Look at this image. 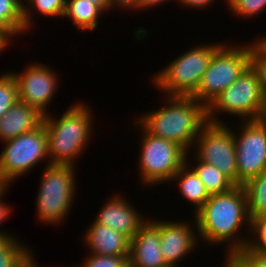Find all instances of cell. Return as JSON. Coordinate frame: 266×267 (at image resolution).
<instances>
[{"label":"cell","mask_w":266,"mask_h":267,"mask_svg":"<svg viewBox=\"0 0 266 267\" xmlns=\"http://www.w3.org/2000/svg\"><path fill=\"white\" fill-rule=\"evenodd\" d=\"M194 219L198 237L204 243L221 245L229 242L225 244L228 245L226 258L244 249L250 236L243 238L238 235L243 226L250 228V217L243 186L235 185L228 192L210 195L195 213Z\"/></svg>","instance_id":"cell-1"},{"label":"cell","mask_w":266,"mask_h":267,"mask_svg":"<svg viewBox=\"0 0 266 267\" xmlns=\"http://www.w3.org/2000/svg\"><path fill=\"white\" fill-rule=\"evenodd\" d=\"M165 96L164 107L141 115L136 122L147 133L172 141L190 154L202 127L208 122L207 107L191 96Z\"/></svg>","instance_id":"cell-2"},{"label":"cell","mask_w":266,"mask_h":267,"mask_svg":"<svg viewBox=\"0 0 266 267\" xmlns=\"http://www.w3.org/2000/svg\"><path fill=\"white\" fill-rule=\"evenodd\" d=\"M68 107L60 118L49 113L43 123L47 131L48 158L51 165H71L88 146L92 133L91 109L81 102Z\"/></svg>","instance_id":"cell-3"},{"label":"cell","mask_w":266,"mask_h":267,"mask_svg":"<svg viewBox=\"0 0 266 267\" xmlns=\"http://www.w3.org/2000/svg\"><path fill=\"white\" fill-rule=\"evenodd\" d=\"M254 62L251 43L228 45L225 42L214 52L197 90L191 95L206 107L228 88Z\"/></svg>","instance_id":"cell-4"},{"label":"cell","mask_w":266,"mask_h":267,"mask_svg":"<svg viewBox=\"0 0 266 267\" xmlns=\"http://www.w3.org/2000/svg\"><path fill=\"white\" fill-rule=\"evenodd\" d=\"M222 44H198L183 52L161 72L155 73L152 81L156 89L167 96H191L197 90L214 52Z\"/></svg>","instance_id":"cell-5"},{"label":"cell","mask_w":266,"mask_h":267,"mask_svg":"<svg viewBox=\"0 0 266 267\" xmlns=\"http://www.w3.org/2000/svg\"><path fill=\"white\" fill-rule=\"evenodd\" d=\"M263 76L253 62L228 88L207 106V120L224 123L217 113L236 115L240 121L256 120L263 98Z\"/></svg>","instance_id":"cell-6"},{"label":"cell","mask_w":266,"mask_h":267,"mask_svg":"<svg viewBox=\"0 0 266 267\" xmlns=\"http://www.w3.org/2000/svg\"><path fill=\"white\" fill-rule=\"evenodd\" d=\"M36 198V211L40 222L51 225L60 224L74 203L75 168L71 165H45Z\"/></svg>","instance_id":"cell-7"},{"label":"cell","mask_w":266,"mask_h":267,"mask_svg":"<svg viewBox=\"0 0 266 267\" xmlns=\"http://www.w3.org/2000/svg\"><path fill=\"white\" fill-rule=\"evenodd\" d=\"M134 123L135 127L139 126L143 132L141 153L138 157L141 182L146 186L170 182L175 173L186 163L188 152L172 141L147 133L136 121Z\"/></svg>","instance_id":"cell-8"},{"label":"cell","mask_w":266,"mask_h":267,"mask_svg":"<svg viewBox=\"0 0 266 267\" xmlns=\"http://www.w3.org/2000/svg\"><path fill=\"white\" fill-rule=\"evenodd\" d=\"M0 154V184L9 186L34 169L42 160H48L47 131L44 123L35 130L24 133L4 142ZM10 183V184H9Z\"/></svg>","instance_id":"cell-9"},{"label":"cell","mask_w":266,"mask_h":267,"mask_svg":"<svg viewBox=\"0 0 266 267\" xmlns=\"http://www.w3.org/2000/svg\"><path fill=\"white\" fill-rule=\"evenodd\" d=\"M202 162L215 166L234 185H238L236 144L233 130L226 123L207 122L192 147Z\"/></svg>","instance_id":"cell-10"},{"label":"cell","mask_w":266,"mask_h":267,"mask_svg":"<svg viewBox=\"0 0 266 267\" xmlns=\"http://www.w3.org/2000/svg\"><path fill=\"white\" fill-rule=\"evenodd\" d=\"M239 134L234 133L238 185L266 171V128L256 120L240 121ZM242 129V130H241Z\"/></svg>","instance_id":"cell-11"},{"label":"cell","mask_w":266,"mask_h":267,"mask_svg":"<svg viewBox=\"0 0 266 267\" xmlns=\"http://www.w3.org/2000/svg\"><path fill=\"white\" fill-rule=\"evenodd\" d=\"M48 67L32 63L21 73L12 72L17 83L19 101L37 109L44 116L49 114L47 107L55 97L59 81L57 73Z\"/></svg>","instance_id":"cell-12"},{"label":"cell","mask_w":266,"mask_h":267,"mask_svg":"<svg viewBox=\"0 0 266 267\" xmlns=\"http://www.w3.org/2000/svg\"><path fill=\"white\" fill-rule=\"evenodd\" d=\"M194 222L192 225L191 222L183 220L182 222L160 220L161 253L170 267H178L177 263L181 262L183 257L190 255L191 251L193 253L197 247L199 237L195 233L197 225L196 221Z\"/></svg>","instance_id":"cell-13"},{"label":"cell","mask_w":266,"mask_h":267,"mask_svg":"<svg viewBox=\"0 0 266 267\" xmlns=\"http://www.w3.org/2000/svg\"><path fill=\"white\" fill-rule=\"evenodd\" d=\"M129 267H170L161 253L160 219L147 220L130 240Z\"/></svg>","instance_id":"cell-14"},{"label":"cell","mask_w":266,"mask_h":267,"mask_svg":"<svg viewBox=\"0 0 266 267\" xmlns=\"http://www.w3.org/2000/svg\"><path fill=\"white\" fill-rule=\"evenodd\" d=\"M110 197L94 221L114 229L131 240L148 218L144 219L140 212L130 205L129 201L127 202L126 197L116 194Z\"/></svg>","instance_id":"cell-15"},{"label":"cell","mask_w":266,"mask_h":267,"mask_svg":"<svg viewBox=\"0 0 266 267\" xmlns=\"http://www.w3.org/2000/svg\"><path fill=\"white\" fill-rule=\"evenodd\" d=\"M44 115L26 103L17 101L0 118V141L18 137L37 129L43 124Z\"/></svg>","instance_id":"cell-16"},{"label":"cell","mask_w":266,"mask_h":267,"mask_svg":"<svg viewBox=\"0 0 266 267\" xmlns=\"http://www.w3.org/2000/svg\"><path fill=\"white\" fill-rule=\"evenodd\" d=\"M84 234V244L91 250L90 253L105 256H129L130 240L112 228L93 220Z\"/></svg>","instance_id":"cell-17"},{"label":"cell","mask_w":266,"mask_h":267,"mask_svg":"<svg viewBox=\"0 0 266 267\" xmlns=\"http://www.w3.org/2000/svg\"><path fill=\"white\" fill-rule=\"evenodd\" d=\"M171 181H178L182 197L191 204H194V214L203 206L210 197L204 184L199 179L195 171L185 163L172 177Z\"/></svg>","instance_id":"cell-18"},{"label":"cell","mask_w":266,"mask_h":267,"mask_svg":"<svg viewBox=\"0 0 266 267\" xmlns=\"http://www.w3.org/2000/svg\"><path fill=\"white\" fill-rule=\"evenodd\" d=\"M103 12L98 6L89 0H66L64 17L71 19L73 25L84 31L94 30L98 27Z\"/></svg>","instance_id":"cell-19"},{"label":"cell","mask_w":266,"mask_h":267,"mask_svg":"<svg viewBox=\"0 0 266 267\" xmlns=\"http://www.w3.org/2000/svg\"><path fill=\"white\" fill-rule=\"evenodd\" d=\"M11 234H0V267H31L32 251Z\"/></svg>","instance_id":"cell-20"},{"label":"cell","mask_w":266,"mask_h":267,"mask_svg":"<svg viewBox=\"0 0 266 267\" xmlns=\"http://www.w3.org/2000/svg\"><path fill=\"white\" fill-rule=\"evenodd\" d=\"M0 32L12 41L25 32L23 2L21 0H0Z\"/></svg>","instance_id":"cell-21"},{"label":"cell","mask_w":266,"mask_h":267,"mask_svg":"<svg viewBox=\"0 0 266 267\" xmlns=\"http://www.w3.org/2000/svg\"><path fill=\"white\" fill-rule=\"evenodd\" d=\"M189 155L187 154L186 163L195 171L199 179L205 186V189L209 193L219 194L228 192L235 185L215 166L208 164L206 162H202L198 160L196 157L194 160H197L198 164L195 166L191 165L189 161ZM190 164H189V163Z\"/></svg>","instance_id":"cell-22"},{"label":"cell","mask_w":266,"mask_h":267,"mask_svg":"<svg viewBox=\"0 0 266 267\" xmlns=\"http://www.w3.org/2000/svg\"><path fill=\"white\" fill-rule=\"evenodd\" d=\"M250 218L266 214V171L243 185Z\"/></svg>","instance_id":"cell-23"},{"label":"cell","mask_w":266,"mask_h":267,"mask_svg":"<svg viewBox=\"0 0 266 267\" xmlns=\"http://www.w3.org/2000/svg\"><path fill=\"white\" fill-rule=\"evenodd\" d=\"M26 1L28 2V4L26 2L23 3V20L25 23V33L33 25L32 19L34 18L31 17V15H33L32 12L34 10L37 11L43 17L47 16L53 18L55 16L56 17L58 16L61 18L64 16L66 0H26Z\"/></svg>","instance_id":"cell-24"},{"label":"cell","mask_w":266,"mask_h":267,"mask_svg":"<svg viewBox=\"0 0 266 267\" xmlns=\"http://www.w3.org/2000/svg\"><path fill=\"white\" fill-rule=\"evenodd\" d=\"M19 100L17 83L11 72L0 76V118Z\"/></svg>","instance_id":"cell-25"},{"label":"cell","mask_w":266,"mask_h":267,"mask_svg":"<svg viewBox=\"0 0 266 267\" xmlns=\"http://www.w3.org/2000/svg\"><path fill=\"white\" fill-rule=\"evenodd\" d=\"M229 10L238 18H252L266 9V0H226Z\"/></svg>","instance_id":"cell-26"},{"label":"cell","mask_w":266,"mask_h":267,"mask_svg":"<svg viewBox=\"0 0 266 267\" xmlns=\"http://www.w3.org/2000/svg\"><path fill=\"white\" fill-rule=\"evenodd\" d=\"M235 267H266V257L244 248L228 258Z\"/></svg>","instance_id":"cell-27"},{"label":"cell","mask_w":266,"mask_h":267,"mask_svg":"<svg viewBox=\"0 0 266 267\" xmlns=\"http://www.w3.org/2000/svg\"><path fill=\"white\" fill-rule=\"evenodd\" d=\"M88 255L85 258V262H82L83 264L80 265L81 267H129V256H105L94 253Z\"/></svg>","instance_id":"cell-28"},{"label":"cell","mask_w":266,"mask_h":267,"mask_svg":"<svg viewBox=\"0 0 266 267\" xmlns=\"http://www.w3.org/2000/svg\"><path fill=\"white\" fill-rule=\"evenodd\" d=\"M250 234L255 236H266V214L250 218Z\"/></svg>","instance_id":"cell-29"},{"label":"cell","mask_w":266,"mask_h":267,"mask_svg":"<svg viewBox=\"0 0 266 267\" xmlns=\"http://www.w3.org/2000/svg\"><path fill=\"white\" fill-rule=\"evenodd\" d=\"M251 236L252 237L248 238V242L245 248L256 251L260 255L266 257V236Z\"/></svg>","instance_id":"cell-30"},{"label":"cell","mask_w":266,"mask_h":267,"mask_svg":"<svg viewBox=\"0 0 266 267\" xmlns=\"http://www.w3.org/2000/svg\"><path fill=\"white\" fill-rule=\"evenodd\" d=\"M254 54V62H266V36L253 40L251 44Z\"/></svg>","instance_id":"cell-31"},{"label":"cell","mask_w":266,"mask_h":267,"mask_svg":"<svg viewBox=\"0 0 266 267\" xmlns=\"http://www.w3.org/2000/svg\"><path fill=\"white\" fill-rule=\"evenodd\" d=\"M8 190V186H1L0 187V224L4 223V220H6L9 216V214L12 212V208L8 206L4 201H3V196L6 194V191ZM1 226V225H0ZM0 234H5L7 235V232H3L0 230Z\"/></svg>","instance_id":"cell-32"},{"label":"cell","mask_w":266,"mask_h":267,"mask_svg":"<svg viewBox=\"0 0 266 267\" xmlns=\"http://www.w3.org/2000/svg\"><path fill=\"white\" fill-rule=\"evenodd\" d=\"M115 6L121 8V10L130 9L137 11L138 9V11H140L139 9H141V0H111V8H115Z\"/></svg>","instance_id":"cell-33"},{"label":"cell","mask_w":266,"mask_h":267,"mask_svg":"<svg viewBox=\"0 0 266 267\" xmlns=\"http://www.w3.org/2000/svg\"><path fill=\"white\" fill-rule=\"evenodd\" d=\"M214 0H178V3L181 5H184L185 8H204L208 7L211 3H213Z\"/></svg>","instance_id":"cell-34"},{"label":"cell","mask_w":266,"mask_h":267,"mask_svg":"<svg viewBox=\"0 0 266 267\" xmlns=\"http://www.w3.org/2000/svg\"><path fill=\"white\" fill-rule=\"evenodd\" d=\"M256 121L266 128V91L263 93L261 108Z\"/></svg>","instance_id":"cell-35"},{"label":"cell","mask_w":266,"mask_h":267,"mask_svg":"<svg viewBox=\"0 0 266 267\" xmlns=\"http://www.w3.org/2000/svg\"><path fill=\"white\" fill-rule=\"evenodd\" d=\"M169 2V0H141V11L142 10H145V8L149 9L150 7L152 8L153 6H157V5H160L161 3H164V2ZM176 2L178 0H175Z\"/></svg>","instance_id":"cell-36"},{"label":"cell","mask_w":266,"mask_h":267,"mask_svg":"<svg viewBox=\"0 0 266 267\" xmlns=\"http://www.w3.org/2000/svg\"><path fill=\"white\" fill-rule=\"evenodd\" d=\"M96 6H98L103 12H108L111 10V0H89Z\"/></svg>","instance_id":"cell-37"},{"label":"cell","mask_w":266,"mask_h":267,"mask_svg":"<svg viewBox=\"0 0 266 267\" xmlns=\"http://www.w3.org/2000/svg\"><path fill=\"white\" fill-rule=\"evenodd\" d=\"M263 76V90L266 91V62H255Z\"/></svg>","instance_id":"cell-38"},{"label":"cell","mask_w":266,"mask_h":267,"mask_svg":"<svg viewBox=\"0 0 266 267\" xmlns=\"http://www.w3.org/2000/svg\"><path fill=\"white\" fill-rule=\"evenodd\" d=\"M9 44V40L0 32V53L5 51Z\"/></svg>","instance_id":"cell-39"},{"label":"cell","mask_w":266,"mask_h":267,"mask_svg":"<svg viewBox=\"0 0 266 267\" xmlns=\"http://www.w3.org/2000/svg\"><path fill=\"white\" fill-rule=\"evenodd\" d=\"M224 262L225 263L223 265L225 266L223 267H235V265L228 258H226Z\"/></svg>","instance_id":"cell-40"},{"label":"cell","mask_w":266,"mask_h":267,"mask_svg":"<svg viewBox=\"0 0 266 267\" xmlns=\"http://www.w3.org/2000/svg\"><path fill=\"white\" fill-rule=\"evenodd\" d=\"M31 267H41L40 265H38V263H36V261L31 265Z\"/></svg>","instance_id":"cell-41"}]
</instances>
